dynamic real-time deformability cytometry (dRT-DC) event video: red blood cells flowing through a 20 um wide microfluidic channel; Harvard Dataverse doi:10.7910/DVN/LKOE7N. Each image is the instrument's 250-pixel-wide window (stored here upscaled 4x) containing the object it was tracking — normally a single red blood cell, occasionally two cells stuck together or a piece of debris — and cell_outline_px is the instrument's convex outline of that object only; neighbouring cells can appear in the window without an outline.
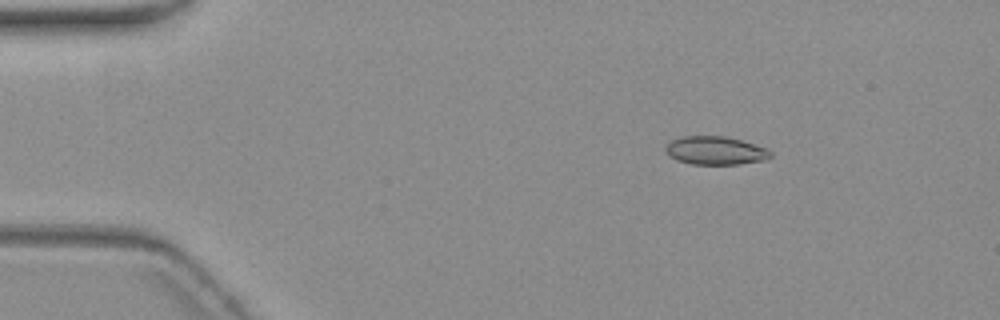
{"species": "common noctule bat (a hibernating species)", "species_latin": "Nyctalus noctula", "temperature_condition": "warm", "stored_images_in_passage": 3, "camera_frame_rate_fps": 3000, "um_per_image_px": 0.085, "animal": {"sex": "female", "body_mass_g": 19.3, "forearm_length_mm": 54.1}, "frame": {"image": 1, "passage_image": 3, "time_ms": 3.333, "image_size_px": [1000, 320], "cell_outline_px": [[772, 156], [764, 160], [740, 164], [692, 164], [676, 160], [668, 156], [664, 152], [664, 144], [668, 140], [684, 136], [724, 136], [740, 140], [764, 148], [772, 152]], "centroid_in_image_um": [60.71, 12.8], "position_along_channel_um": 24.3, "area_um2": 17.46}}